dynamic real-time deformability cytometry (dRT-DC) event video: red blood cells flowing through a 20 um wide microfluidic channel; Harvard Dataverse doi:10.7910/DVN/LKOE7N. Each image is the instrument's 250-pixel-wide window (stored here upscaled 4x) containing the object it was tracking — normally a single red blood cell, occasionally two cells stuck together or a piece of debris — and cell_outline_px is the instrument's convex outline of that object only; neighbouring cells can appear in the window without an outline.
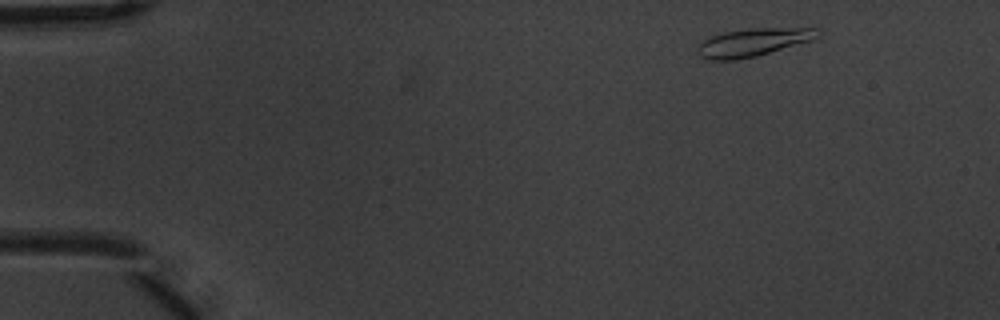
{"species": "common noctule bat (a hibernating species)", "species_latin": "Nyctalus noctula", "temperature_condition": "warm", "stored_images_in_passage": 3, "camera_frame_rate_fps": 3000, "um_per_image_px": 0.085, "animal": {"sex": "male", "body_mass_g": 20.1, "forearm_length_mm": 53.5}, "frame": {"image": 1, "passage_image": 1, "time_ms": 0.0, "image_size_px": [1000, 320], "cell_outline_px": [[820, 32], [812, 40], [756, 56], [732, 60], [708, 60], [700, 56], [696, 52], [696, 48], [704, 40], [712, 36], [724, 32], [752, 28], [816, 28]], "centroid_in_image_um": [63.96, 3.6], "position_along_channel_um": 21.0, "area_um2": 19.31}}